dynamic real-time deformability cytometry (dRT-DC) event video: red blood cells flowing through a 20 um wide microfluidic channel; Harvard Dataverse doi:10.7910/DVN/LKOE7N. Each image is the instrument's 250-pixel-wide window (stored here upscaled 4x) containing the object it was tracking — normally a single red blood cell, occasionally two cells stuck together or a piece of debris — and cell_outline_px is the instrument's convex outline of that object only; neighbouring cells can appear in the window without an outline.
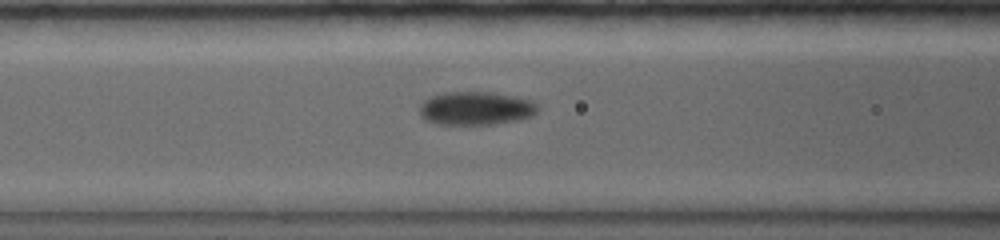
{"species": "common noctule bat (a hibernating species)", "species_latin": "Nyctalus noctula", "temperature_condition": "warm", "stored_images_in_passage": 5, "camera_frame_rate_fps": 5000, "um_per_image_px": 0.085, "animal": {"sex": "female", "body_mass_g": 19.0, "forearm_length_mm": 56.7}, "frame": {"image": 1, "passage_image": 4, "time_ms": 1.4, "image_size_px": [1000, 240], "cell_outline_px": [[536, 112], [532, 116], [520, 120], [496, 124], [436, 124], [424, 120], [420, 116], [420, 104], [424, 100], [432, 96], [448, 92], [492, 92], [516, 96], [532, 100], [536, 104]], "centroid_in_image_um": [40.44, 9.21], "position_along_channel_um": 126.2, "area_um2": 23.12}}